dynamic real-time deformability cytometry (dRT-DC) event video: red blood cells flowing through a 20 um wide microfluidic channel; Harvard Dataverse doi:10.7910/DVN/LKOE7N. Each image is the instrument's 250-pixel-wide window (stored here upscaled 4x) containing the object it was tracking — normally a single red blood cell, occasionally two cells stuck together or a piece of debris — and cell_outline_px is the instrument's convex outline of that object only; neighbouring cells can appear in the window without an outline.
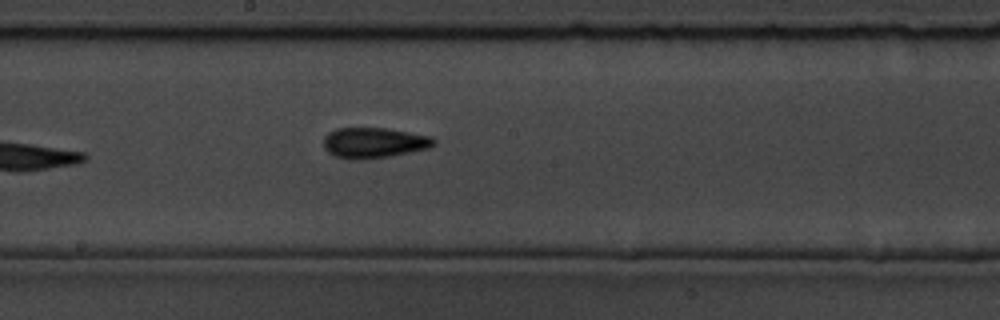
{"species": "common noctule bat (a hibernating species)", "species_latin": "Nyctalus noctula", "temperature_condition": "room temperature", "stored_images_in_passage": 10, "camera_frame_rate_fps": 3000, "um_per_image_px": 0.085, "animal": {"sex": "male", "body_mass_g": 19.5, "forearm_length_mm": 54.6}, "frame": {"image": 1, "passage_image": 10, "time_ms": 10.333, "image_size_px": [1000, 320], "cell_outline_px": [[436, 144], [428, 148], [388, 156], [360, 160], [336, 156], [328, 152], [324, 148], [324, 136], [328, 132], [336, 128], [384, 128], [432, 136], [436, 140]], "centroid_in_image_um": [31.78, 12.12], "position_along_channel_um": 216.4, "area_um2": 19.42}}